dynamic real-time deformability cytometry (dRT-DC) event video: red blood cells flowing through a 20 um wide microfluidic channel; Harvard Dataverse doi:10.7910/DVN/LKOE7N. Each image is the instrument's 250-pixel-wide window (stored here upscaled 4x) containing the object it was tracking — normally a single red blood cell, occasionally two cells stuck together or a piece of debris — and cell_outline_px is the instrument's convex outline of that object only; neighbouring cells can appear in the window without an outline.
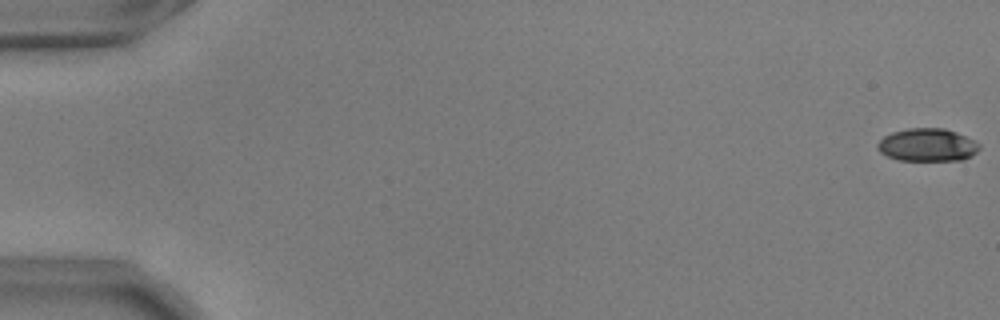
{"species": "common noctule bat (a hibernating species)", "species_latin": "Nyctalus noctula", "temperature_condition": "warm", "stored_images_in_passage": 16, "camera_frame_rate_fps": 3000, "um_per_image_px": 0.085, "animal": {"sex": "male", "body_mass_g": 17.9, "forearm_length_mm": 54.2}, "frame": {"image": 1, "passage_image": 1, "time_ms": 0.0, "image_size_px": [1000, 320], "cell_outline_px": [[980, 148], [972, 156], [964, 160], [900, 160], [888, 156], [880, 152], [876, 148], [876, 144], [884, 136], [892, 132], [908, 128], [944, 128], [956, 132], [980, 144]], "centroid_in_image_um": [78.82, 12.32], "position_along_channel_um": 6.2, "area_um2": 19.48}}
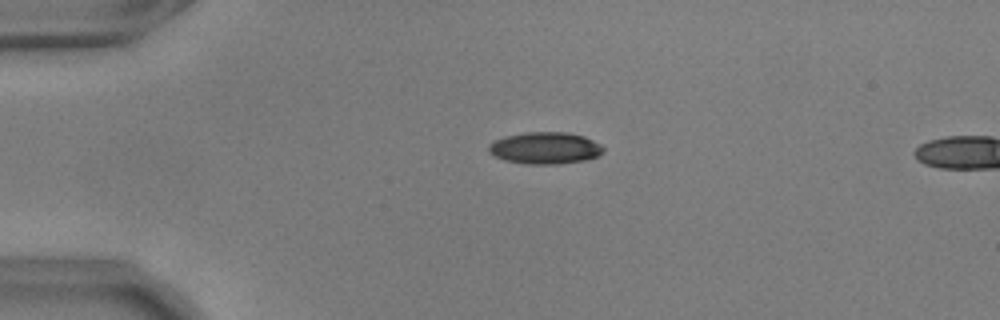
{"frame": {"image": 2, "passage_image": 14, "time_ms": 4.333, "image_size_px": [1000, 320], "cell_outline_px": [[604, 152], [588, 160], [560, 164], [528, 164], [504, 160], [488, 152], [488, 144], [504, 136], [524, 132], [568, 132], [584, 136], [600, 144], [604, 148]], "centroid_in_image_um": [46.34, 12.58], "position_along_channel_um": 38.7, "area_um2": 21.44}}